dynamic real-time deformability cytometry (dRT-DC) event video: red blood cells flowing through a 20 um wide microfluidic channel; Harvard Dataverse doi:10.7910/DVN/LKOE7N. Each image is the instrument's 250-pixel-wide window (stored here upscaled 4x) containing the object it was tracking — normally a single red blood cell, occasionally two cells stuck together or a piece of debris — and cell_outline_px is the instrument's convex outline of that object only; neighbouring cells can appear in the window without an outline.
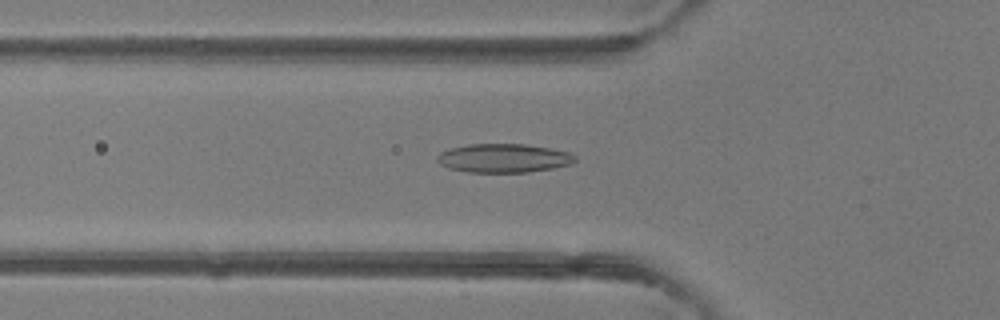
{"species": "common noctule bat (a hibernating species)", "species_latin": "Nyctalus noctula", "temperature_condition": "room temperature", "stored_images_in_passage": 47, "camera_frame_rate_fps": 3000, "um_per_image_px": 0.085, "animal": {"sex": "female"}, "frame": {"image": 1, "passage_image": 16, "time_ms": 5.0, "image_size_px": [1000, 320], "cell_outline_px": [[576, 160], [572, 164], [552, 168], [528, 172], [468, 172], [448, 168], [440, 164], [436, 160], [436, 156], [440, 152], [452, 148], [468, 144], [524, 144], [548, 148], [568, 152], [576, 156]], "centroid_in_image_um": [42.79, 13.44], "position_along_channel_um": 83.0, "area_um2": 23.06}}
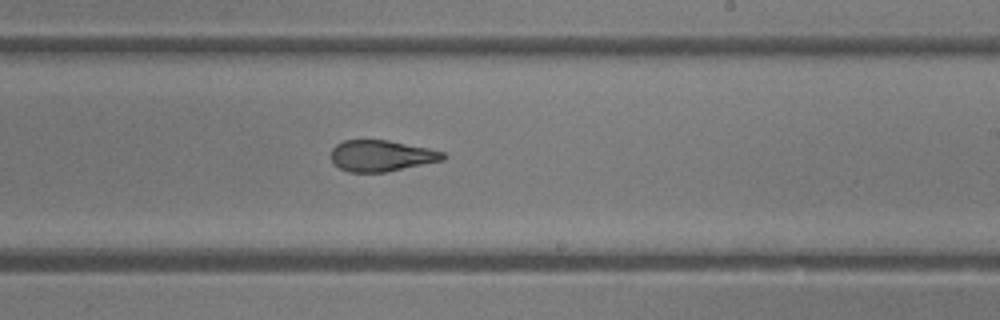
{"frame": {"image": 2, "passage_image": 28, "time_ms": 9.0, "image_size_px": [1000, 320], "cell_outline_px": [[448, 156], [444, 160], [388, 172], [348, 172], [340, 168], [332, 160], [332, 148], [336, 144], [344, 140], [388, 140], [428, 148], [444, 152]], "centroid_in_image_um": [32.45, 13.24], "position_along_channel_um": 256.5, "area_um2": 20.4}}
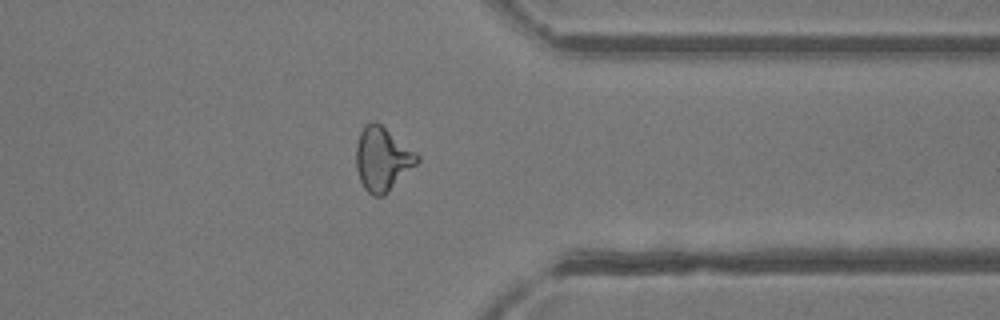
{"frame": {"image": 3, "passage_image": 37, "time_ms": 12.0, "image_size_px": [1000, 320], "cell_outline_px": [[420, 160], [384, 196], [372, 196], [364, 188], [360, 180], [356, 168], [356, 144], [360, 132], [364, 124], [376, 120], [416, 152], [420, 156]], "centroid_in_image_um": [32.48, 13.5], "position_along_channel_um": 378.9, "area_um2": 22.72}, "authors_computed_cell_mechanics": {"area_um2": 22.1374, "velocity_mm_per_s": 4.3211, "shape_relaxation_time_tau1_ms": 7.8744, "shape_relaxation_time_tau2_ms": 1.7522, "deformation_change_tau1": 0.222, "deformation_change_tau2": 0.0952}}